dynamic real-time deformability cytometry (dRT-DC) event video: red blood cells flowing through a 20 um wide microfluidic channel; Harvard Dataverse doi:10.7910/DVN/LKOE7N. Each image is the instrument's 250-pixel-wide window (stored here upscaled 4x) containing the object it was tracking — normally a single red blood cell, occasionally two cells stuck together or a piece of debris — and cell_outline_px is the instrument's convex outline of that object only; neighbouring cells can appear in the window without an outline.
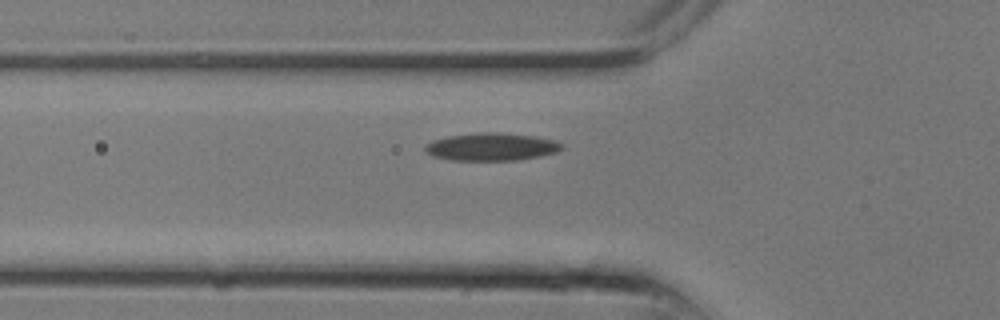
{"species": "common noctule bat (a hibernating species)", "species_latin": "Nyctalus noctula", "temperature_condition": "room temperature", "stored_images_in_passage": 5, "camera_frame_rate_fps": 3000, "um_per_image_px": 0.085, "animal": {"sex": "male", "body_mass_g": 13.3}, "frame": {"image": 1, "passage_image": 3, "time_ms": 0.667, "image_size_px": [1000, 320], "cell_outline_px": [[564, 148], [556, 152], [540, 156], [516, 160], [448, 160], [432, 156], [424, 148], [432, 140], [448, 136], [480, 132], [496, 132], [536, 136], [552, 140], [564, 144]], "centroid_in_image_um": [41.79, 12.48], "position_along_channel_um": 84.0, "area_um2": 22.02}}
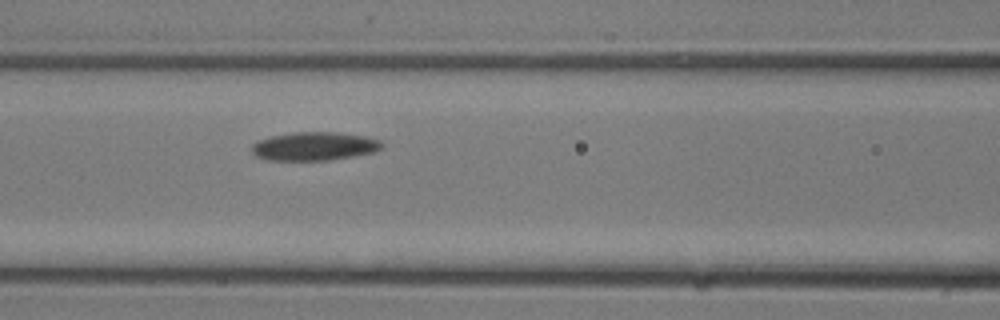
{"frame": {"image": 2, "passage_image": 5, "time_ms": 1.333, "image_size_px": [1000, 320], "cell_outline_px": [[384, 144], [376, 152], [328, 160], [268, 160], [256, 156], [252, 152], [252, 144], [256, 140], [272, 136], [296, 132], [336, 132], [364, 136], [380, 140]], "centroid_in_image_um": [26.71, 12.43], "position_along_channel_um": 139.9, "area_um2": 21.56}}